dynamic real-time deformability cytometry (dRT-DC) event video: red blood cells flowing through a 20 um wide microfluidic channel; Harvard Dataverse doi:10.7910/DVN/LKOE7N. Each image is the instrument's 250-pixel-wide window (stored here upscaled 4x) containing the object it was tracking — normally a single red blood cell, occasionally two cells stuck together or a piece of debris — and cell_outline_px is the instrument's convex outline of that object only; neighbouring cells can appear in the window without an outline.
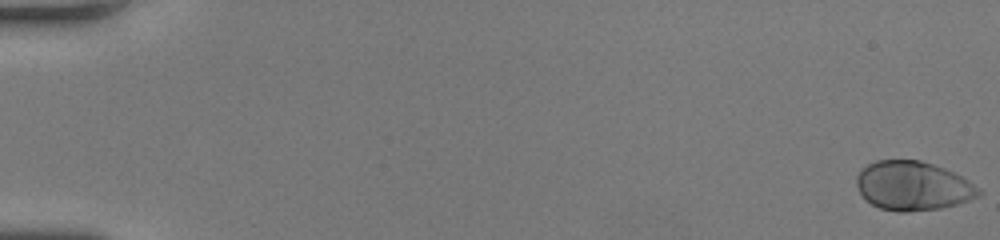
{"species": "human", "species_latin": "Homo sapiens", "temperature_condition": "room temperature", "stored_images_in_passage": 50, "camera_frame_rate_fps": 3000, "um_per_image_px": 0.085, "donor": {"sex": "female"}, "frame": {"image": 1, "passage_image": 1, "time_ms": 0.0, "image_size_px": [1000, 240], "cell_outline_px": [[984, 192], [980, 196], [956, 204], [940, 208], [908, 212], [900, 212], [880, 208], [872, 204], [860, 192], [856, 184], [856, 176], [868, 164], [876, 160], [920, 160], [944, 168], [968, 180], [980, 188]], "centroid_in_image_um": [77.62, 15.8], "position_along_channel_um": 7.4, "area_um2": 34.74}}
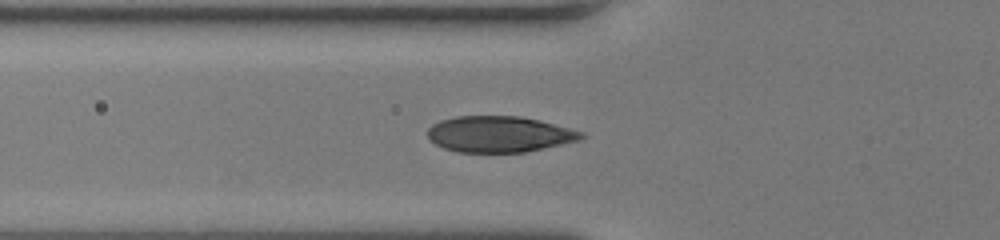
{"frame": {"image": 2, "passage_image": 20, "time_ms": 6.333, "image_size_px": [1000, 240], "cell_outline_px": [[588, 136], [580, 140], [524, 152], [456, 152], [444, 148], [436, 144], [428, 136], [428, 128], [432, 124], [440, 120], [456, 116], [520, 116], [584, 132]], "centroid_in_image_um": [42.43, 11.4], "position_along_channel_um": 83.4, "area_um2": 32.08}}
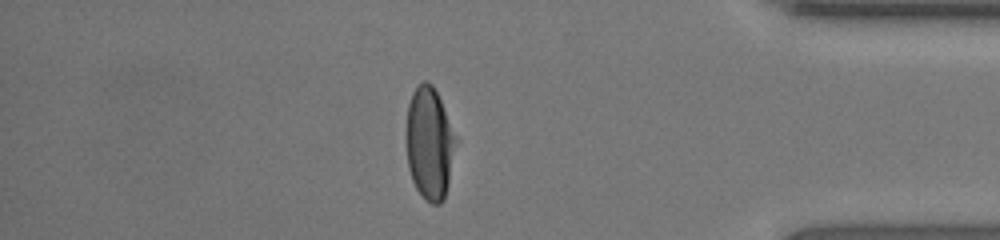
{"frame": {"image": 3, "passage_image": 44, "time_ms": 14.333, "image_size_px": [1000, 240], "cell_outline_px": [[456, 140], [448, 184], [444, 200], [440, 204], [432, 204], [424, 200], [416, 188], [412, 180], [408, 168], [408, 104], [412, 92], [416, 84], [424, 80], [428, 80], [432, 84], [440, 100], [456, 136]], "centroid_in_image_um": [36.51, 12.19], "position_along_channel_um": 398.7, "area_um2": 32.02}, "authors_computed_cell_mechanics": {"area_um2": 33.9286, "velocity_mm_per_s": 4.2768, "shape_relaxation_time_tau1_ms": 2.7883, "shape_relaxation_time_tau2_ms": null, "deformation_change_tau1": 0.1901, "deformation_change_tau2": null}}